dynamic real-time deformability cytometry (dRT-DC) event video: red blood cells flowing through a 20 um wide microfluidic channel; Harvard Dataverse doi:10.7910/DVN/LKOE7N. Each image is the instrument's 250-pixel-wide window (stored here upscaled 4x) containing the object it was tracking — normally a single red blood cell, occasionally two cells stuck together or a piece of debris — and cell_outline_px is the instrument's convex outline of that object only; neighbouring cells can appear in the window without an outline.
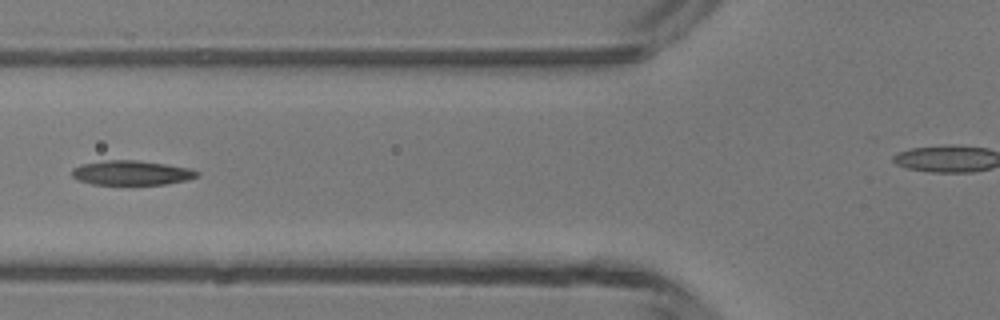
{"species": "common noctule bat (a hibernating species)", "species_latin": "Nyctalus noctula", "temperature_condition": "room temperature", "stored_images_in_passage": 7, "camera_frame_rate_fps": 3000, "um_per_image_px": 0.085, "animal": {"sex": "male", "body_mass_g": 13.3}, "frame": {"image": 1, "passage_image": 6, "time_ms": 6.667, "image_size_px": [1000, 320], "cell_outline_px": [[200, 176], [188, 180], [164, 184], [92, 184], [80, 180], [72, 176], [72, 168], [80, 164], [104, 160], [136, 160], [192, 168], [200, 172]], "centroid_in_image_um": [11.21, 14.68], "position_along_channel_um": 114.6, "area_um2": 17.92}}
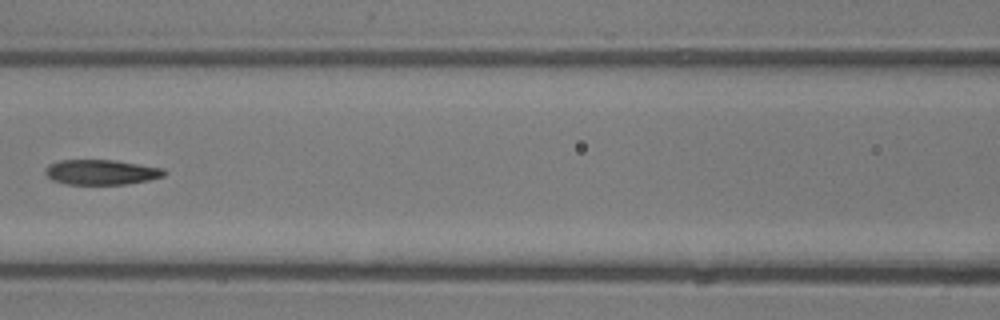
{"frame": {"image": 2, "passage_image": 7, "time_ms": 7.667, "image_size_px": [1000, 320], "cell_outline_px": [[168, 172], [164, 176], [148, 180], [124, 184], [64, 184], [52, 180], [44, 172], [48, 164], [60, 160], [116, 160], [164, 168]], "centroid_in_image_um": [8.62, 14.63], "position_along_channel_um": 158.0, "area_um2": 17.46}}